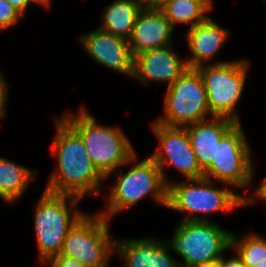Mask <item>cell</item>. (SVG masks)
Segmentation results:
<instances>
[{"instance_id":"obj_8","label":"cell","mask_w":266,"mask_h":267,"mask_svg":"<svg viewBox=\"0 0 266 267\" xmlns=\"http://www.w3.org/2000/svg\"><path fill=\"white\" fill-rule=\"evenodd\" d=\"M110 221L98 211L86 213L67 233L59 254L87 267H108L115 253V240L109 232Z\"/></svg>"},{"instance_id":"obj_24","label":"cell","mask_w":266,"mask_h":267,"mask_svg":"<svg viewBox=\"0 0 266 267\" xmlns=\"http://www.w3.org/2000/svg\"><path fill=\"white\" fill-rule=\"evenodd\" d=\"M9 86L0 70V119L6 117V105L8 102Z\"/></svg>"},{"instance_id":"obj_6","label":"cell","mask_w":266,"mask_h":267,"mask_svg":"<svg viewBox=\"0 0 266 267\" xmlns=\"http://www.w3.org/2000/svg\"><path fill=\"white\" fill-rule=\"evenodd\" d=\"M231 236L215 221H180L173 236L164 241L183 259L180 267H193L220 259L231 249Z\"/></svg>"},{"instance_id":"obj_28","label":"cell","mask_w":266,"mask_h":267,"mask_svg":"<svg viewBox=\"0 0 266 267\" xmlns=\"http://www.w3.org/2000/svg\"><path fill=\"white\" fill-rule=\"evenodd\" d=\"M193 267H221L220 259H217L215 261L205 262L202 264H198V265H195Z\"/></svg>"},{"instance_id":"obj_13","label":"cell","mask_w":266,"mask_h":267,"mask_svg":"<svg viewBox=\"0 0 266 267\" xmlns=\"http://www.w3.org/2000/svg\"><path fill=\"white\" fill-rule=\"evenodd\" d=\"M173 44L142 52L134 57L133 79L143 85L150 82L172 85L189 67L172 48Z\"/></svg>"},{"instance_id":"obj_18","label":"cell","mask_w":266,"mask_h":267,"mask_svg":"<svg viewBox=\"0 0 266 267\" xmlns=\"http://www.w3.org/2000/svg\"><path fill=\"white\" fill-rule=\"evenodd\" d=\"M143 7L137 0H114L105 6L100 16L101 24L97 28L128 40Z\"/></svg>"},{"instance_id":"obj_14","label":"cell","mask_w":266,"mask_h":267,"mask_svg":"<svg viewBox=\"0 0 266 267\" xmlns=\"http://www.w3.org/2000/svg\"><path fill=\"white\" fill-rule=\"evenodd\" d=\"M174 28L158 7L144 6L128 39L133 56L174 43Z\"/></svg>"},{"instance_id":"obj_23","label":"cell","mask_w":266,"mask_h":267,"mask_svg":"<svg viewBox=\"0 0 266 267\" xmlns=\"http://www.w3.org/2000/svg\"><path fill=\"white\" fill-rule=\"evenodd\" d=\"M48 267H87L83 263L79 262L77 259L57 254L51 257L45 264Z\"/></svg>"},{"instance_id":"obj_15","label":"cell","mask_w":266,"mask_h":267,"mask_svg":"<svg viewBox=\"0 0 266 267\" xmlns=\"http://www.w3.org/2000/svg\"><path fill=\"white\" fill-rule=\"evenodd\" d=\"M115 253L123 260L122 267H180L170 254L166 242L158 237L115 240Z\"/></svg>"},{"instance_id":"obj_19","label":"cell","mask_w":266,"mask_h":267,"mask_svg":"<svg viewBox=\"0 0 266 267\" xmlns=\"http://www.w3.org/2000/svg\"><path fill=\"white\" fill-rule=\"evenodd\" d=\"M37 174L35 169L0 157V199L9 204L17 202Z\"/></svg>"},{"instance_id":"obj_4","label":"cell","mask_w":266,"mask_h":267,"mask_svg":"<svg viewBox=\"0 0 266 267\" xmlns=\"http://www.w3.org/2000/svg\"><path fill=\"white\" fill-rule=\"evenodd\" d=\"M82 138L96 169L108 179L136 153L129 138L119 126L99 125L83 106L77 113L60 115Z\"/></svg>"},{"instance_id":"obj_30","label":"cell","mask_w":266,"mask_h":267,"mask_svg":"<svg viewBox=\"0 0 266 267\" xmlns=\"http://www.w3.org/2000/svg\"><path fill=\"white\" fill-rule=\"evenodd\" d=\"M51 1L52 0H36V2L38 3V5L43 6L44 8L46 7L47 9L50 8L51 6Z\"/></svg>"},{"instance_id":"obj_17","label":"cell","mask_w":266,"mask_h":267,"mask_svg":"<svg viewBox=\"0 0 266 267\" xmlns=\"http://www.w3.org/2000/svg\"><path fill=\"white\" fill-rule=\"evenodd\" d=\"M209 120L185 126L192 150L203 171L215 159L216 145L220 139L237 123L226 117L213 116Z\"/></svg>"},{"instance_id":"obj_25","label":"cell","mask_w":266,"mask_h":267,"mask_svg":"<svg viewBox=\"0 0 266 267\" xmlns=\"http://www.w3.org/2000/svg\"><path fill=\"white\" fill-rule=\"evenodd\" d=\"M255 195L250 196V200L248 201V207L258 203L257 201H264L266 203V176L257 189L254 190ZM255 197V198H254Z\"/></svg>"},{"instance_id":"obj_1","label":"cell","mask_w":266,"mask_h":267,"mask_svg":"<svg viewBox=\"0 0 266 267\" xmlns=\"http://www.w3.org/2000/svg\"><path fill=\"white\" fill-rule=\"evenodd\" d=\"M52 155L57 169L51 172L44 190L78 198L101 193L105 177L96 169L81 136L61 117H55Z\"/></svg>"},{"instance_id":"obj_9","label":"cell","mask_w":266,"mask_h":267,"mask_svg":"<svg viewBox=\"0 0 266 267\" xmlns=\"http://www.w3.org/2000/svg\"><path fill=\"white\" fill-rule=\"evenodd\" d=\"M164 115L155 120L164 126L185 127L213 117L208 108L207 92L196 68H188L167 87Z\"/></svg>"},{"instance_id":"obj_21","label":"cell","mask_w":266,"mask_h":267,"mask_svg":"<svg viewBox=\"0 0 266 267\" xmlns=\"http://www.w3.org/2000/svg\"><path fill=\"white\" fill-rule=\"evenodd\" d=\"M231 249L246 267H254L266 259V238L258 233H248L241 238L232 232Z\"/></svg>"},{"instance_id":"obj_29","label":"cell","mask_w":266,"mask_h":267,"mask_svg":"<svg viewBox=\"0 0 266 267\" xmlns=\"http://www.w3.org/2000/svg\"><path fill=\"white\" fill-rule=\"evenodd\" d=\"M140 1L144 6L157 7V0H137Z\"/></svg>"},{"instance_id":"obj_31","label":"cell","mask_w":266,"mask_h":267,"mask_svg":"<svg viewBox=\"0 0 266 267\" xmlns=\"http://www.w3.org/2000/svg\"><path fill=\"white\" fill-rule=\"evenodd\" d=\"M254 267H266V259L263 260L262 262L258 263L256 266Z\"/></svg>"},{"instance_id":"obj_20","label":"cell","mask_w":266,"mask_h":267,"mask_svg":"<svg viewBox=\"0 0 266 267\" xmlns=\"http://www.w3.org/2000/svg\"><path fill=\"white\" fill-rule=\"evenodd\" d=\"M213 0H167L158 8L170 21L173 28L177 24L189 25V29L205 21L213 11Z\"/></svg>"},{"instance_id":"obj_26","label":"cell","mask_w":266,"mask_h":267,"mask_svg":"<svg viewBox=\"0 0 266 267\" xmlns=\"http://www.w3.org/2000/svg\"><path fill=\"white\" fill-rule=\"evenodd\" d=\"M234 255H232L229 258H224L222 256L220 258V265L221 267H246L243 263L241 258L237 255V253L234 251Z\"/></svg>"},{"instance_id":"obj_5","label":"cell","mask_w":266,"mask_h":267,"mask_svg":"<svg viewBox=\"0 0 266 267\" xmlns=\"http://www.w3.org/2000/svg\"><path fill=\"white\" fill-rule=\"evenodd\" d=\"M80 200L46 190L38 199L34 211V231L42 265L60 253L67 233L86 214L76 207Z\"/></svg>"},{"instance_id":"obj_7","label":"cell","mask_w":266,"mask_h":267,"mask_svg":"<svg viewBox=\"0 0 266 267\" xmlns=\"http://www.w3.org/2000/svg\"><path fill=\"white\" fill-rule=\"evenodd\" d=\"M250 62L246 59L216 61L196 68L205 85L211 116L241 122L236 106L241 100Z\"/></svg>"},{"instance_id":"obj_11","label":"cell","mask_w":266,"mask_h":267,"mask_svg":"<svg viewBox=\"0 0 266 267\" xmlns=\"http://www.w3.org/2000/svg\"><path fill=\"white\" fill-rule=\"evenodd\" d=\"M151 129L159 141V146L149 156L160 168L167 185L171 181L164 171L165 167L171 166L178 170L186 180L204 177V171L197 162L185 127L164 126L153 121Z\"/></svg>"},{"instance_id":"obj_22","label":"cell","mask_w":266,"mask_h":267,"mask_svg":"<svg viewBox=\"0 0 266 267\" xmlns=\"http://www.w3.org/2000/svg\"><path fill=\"white\" fill-rule=\"evenodd\" d=\"M22 18L24 16L7 0H0V32L17 25Z\"/></svg>"},{"instance_id":"obj_16","label":"cell","mask_w":266,"mask_h":267,"mask_svg":"<svg viewBox=\"0 0 266 267\" xmlns=\"http://www.w3.org/2000/svg\"><path fill=\"white\" fill-rule=\"evenodd\" d=\"M186 42L192 56L186 59L189 68L210 64L220 48L227 42L229 31L219 25L212 17L187 29Z\"/></svg>"},{"instance_id":"obj_10","label":"cell","mask_w":266,"mask_h":267,"mask_svg":"<svg viewBox=\"0 0 266 267\" xmlns=\"http://www.w3.org/2000/svg\"><path fill=\"white\" fill-rule=\"evenodd\" d=\"M241 125L237 122L220 139L216 145L215 159L204 170V177L248 190L254 176V165L251 147Z\"/></svg>"},{"instance_id":"obj_27","label":"cell","mask_w":266,"mask_h":267,"mask_svg":"<svg viewBox=\"0 0 266 267\" xmlns=\"http://www.w3.org/2000/svg\"><path fill=\"white\" fill-rule=\"evenodd\" d=\"M24 17L31 3L38 4L36 0H7Z\"/></svg>"},{"instance_id":"obj_2","label":"cell","mask_w":266,"mask_h":267,"mask_svg":"<svg viewBox=\"0 0 266 267\" xmlns=\"http://www.w3.org/2000/svg\"><path fill=\"white\" fill-rule=\"evenodd\" d=\"M225 185V186H224ZM214 186V182L205 177L173 182L168 185L167 209L185 213L180 221H211L210 214L231 212L248 206L250 196L239 194L232 186Z\"/></svg>"},{"instance_id":"obj_3","label":"cell","mask_w":266,"mask_h":267,"mask_svg":"<svg viewBox=\"0 0 266 267\" xmlns=\"http://www.w3.org/2000/svg\"><path fill=\"white\" fill-rule=\"evenodd\" d=\"M127 165H130L131 169L125 173L121 167L118 174L116 171L112 172L117 179L112 186H108L110 192L106 201L107 209L98 211L109 221L145 197L167 208L168 185L154 160L150 156L140 160L135 153L127 161Z\"/></svg>"},{"instance_id":"obj_12","label":"cell","mask_w":266,"mask_h":267,"mask_svg":"<svg viewBox=\"0 0 266 267\" xmlns=\"http://www.w3.org/2000/svg\"><path fill=\"white\" fill-rule=\"evenodd\" d=\"M84 52L96 63L129 78L134 72V56L128 40L101 29L77 37Z\"/></svg>"},{"instance_id":"obj_32","label":"cell","mask_w":266,"mask_h":267,"mask_svg":"<svg viewBox=\"0 0 266 267\" xmlns=\"http://www.w3.org/2000/svg\"><path fill=\"white\" fill-rule=\"evenodd\" d=\"M165 1H167V0H157V7H159Z\"/></svg>"}]
</instances>
